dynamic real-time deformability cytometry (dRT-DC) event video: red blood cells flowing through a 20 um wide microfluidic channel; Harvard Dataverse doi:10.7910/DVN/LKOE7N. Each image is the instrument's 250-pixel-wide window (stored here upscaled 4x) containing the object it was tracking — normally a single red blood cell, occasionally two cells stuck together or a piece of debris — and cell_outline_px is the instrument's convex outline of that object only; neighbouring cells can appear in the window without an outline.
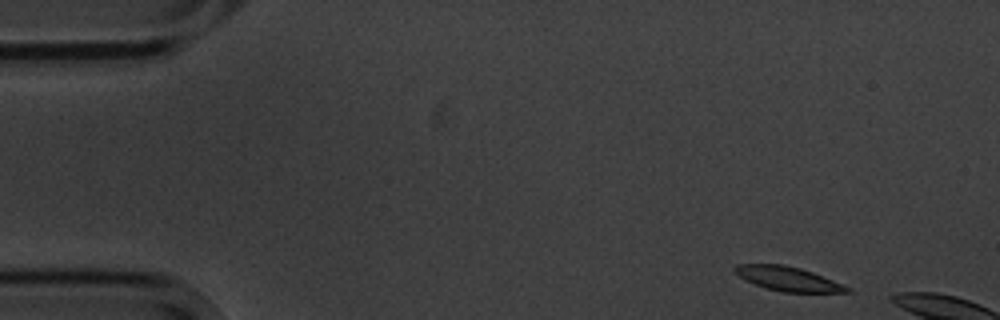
{"species": "common noctule bat (a hibernating species)", "species_latin": "Nyctalus noctula", "temperature_condition": "cold", "stored_images_in_passage": 3, "camera_frame_rate_fps": 3000, "um_per_image_px": 0.085, "animal": {"sex": "male", "body_mass_g": 20.1, "forearm_length_mm": 53.5}, "frame": {"image": 1, "passage_image": 1, "time_ms": 0.0, "image_size_px": [1000, 320], "cell_outline_px": [[852, 292], [784, 292], [768, 288], [756, 284], [732, 272], [732, 268], [736, 264], [780, 264], [800, 268], [812, 272], [852, 288]], "centroid_in_image_um": [66.97, 23.69], "position_along_channel_um": 18.0, "area_um2": 15.61}}